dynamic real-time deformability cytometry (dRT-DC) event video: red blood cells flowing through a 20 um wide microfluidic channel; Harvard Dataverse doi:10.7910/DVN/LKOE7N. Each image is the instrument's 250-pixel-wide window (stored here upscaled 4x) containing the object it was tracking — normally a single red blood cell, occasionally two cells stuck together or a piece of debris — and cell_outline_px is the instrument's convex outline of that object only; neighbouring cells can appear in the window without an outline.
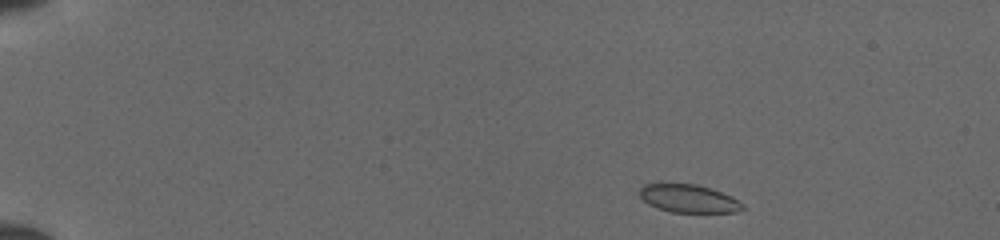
{"species": "common noctule bat (a hibernating species)", "species_latin": "Nyctalus noctula", "temperature_condition": "cold", "stored_images_in_passage": 43, "camera_frame_rate_fps": 3000, "um_per_image_px": 0.085, "animal": {"sex": "female", "body_mass_g": 19.5, "forearm_length_mm": 54.1}, "frame": {"image": 1, "passage_image": 1, "time_ms": 0.0, "image_size_px": [1000, 240], "cell_outline_px": [[744, 208], [736, 212], [672, 212], [648, 204], [640, 196], [640, 188], [644, 184], [660, 180], [664, 180], [696, 184], [732, 196], [744, 204]], "centroid_in_image_um": [58.46, 16.82], "position_along_channel_um": 26.5, "area_um2": 17.34}}
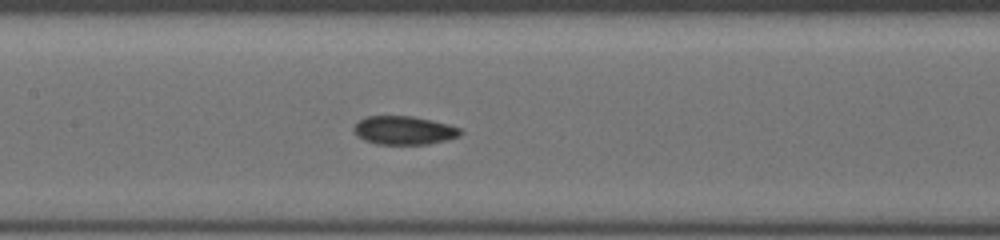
{"frame": {"image": 2, "passage_image": 19, "time_ms": 6.0, "image_size_px": [1000, 240], "cell_outline_px": [[464, 132], [460, 136], [448, 140], [428, 144], [376, 144], [364, 140], [356, 136], [352, 132], [352, 128], [360, 120], [368, 116], [412, 116], [432, 120], [448, 124], [460, 128]], "centroid_in_image_um": [34.35, 11.08], "position_along_channel_um": 173.1, "area_um2": 17.92}}
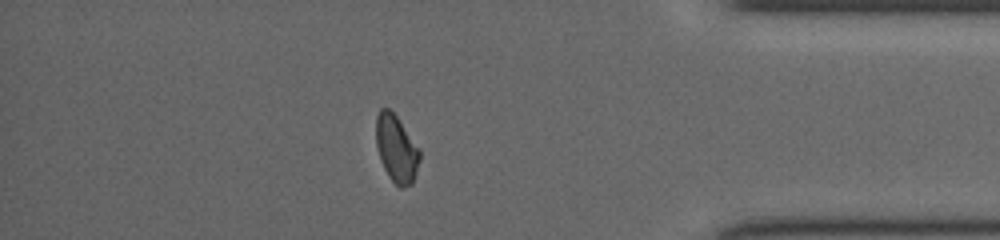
{"frame": {"image": 3, "passage_image": 37, "time_ms": 12.0, "image_size_px": [1000, 240], "cell_outline_px": [[420, 160], [412, 184], [400, 188], [388, 176], [380, 160], [376, 144], [376, 116], [380, 108], [388, 108], [396, 116], [420, 148]], "centroid_in_image_um": [33.69, 12.64], "position_along_channel_um": 401.5, "area_um2": 17.11}}